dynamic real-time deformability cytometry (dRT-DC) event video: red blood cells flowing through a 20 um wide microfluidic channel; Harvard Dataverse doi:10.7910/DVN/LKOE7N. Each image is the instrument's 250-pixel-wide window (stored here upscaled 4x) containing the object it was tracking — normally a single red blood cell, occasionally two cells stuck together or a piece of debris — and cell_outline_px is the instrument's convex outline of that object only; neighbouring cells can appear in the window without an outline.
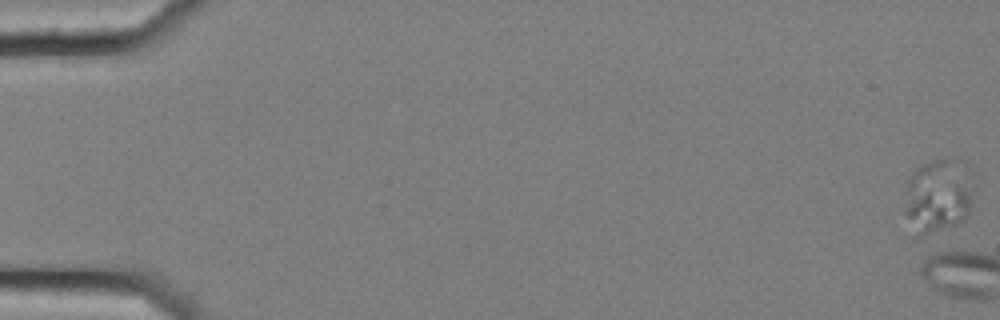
{"species": "common noctule bat (a hibernating species)", "species_latin": "Nyctalus noctula", "temperature_condition": "cold", "stored_images_in_passage": 9, "camera_frame_rate_fps": 3000, "um_per_image_px": 0.085, "animal": {"sex": "female", "body_mass_g": 25.1}, "frame": {"image": 1, "passage_image": 1, "time_ms": 0.0, "image_size_px": [1000, 320], "cell_outline_px": [[976, 172], [968, 216], [964, 220], [956, 224], [916, 240], [904, 212], [904, 208], [908, 176], [920, 164], [944, 156], [952, 156], [964, 160]], "centroid_in_image_um": [79.78, 16.58], "position_along_channel_um": 5.2, "area_um2": 31.85}}